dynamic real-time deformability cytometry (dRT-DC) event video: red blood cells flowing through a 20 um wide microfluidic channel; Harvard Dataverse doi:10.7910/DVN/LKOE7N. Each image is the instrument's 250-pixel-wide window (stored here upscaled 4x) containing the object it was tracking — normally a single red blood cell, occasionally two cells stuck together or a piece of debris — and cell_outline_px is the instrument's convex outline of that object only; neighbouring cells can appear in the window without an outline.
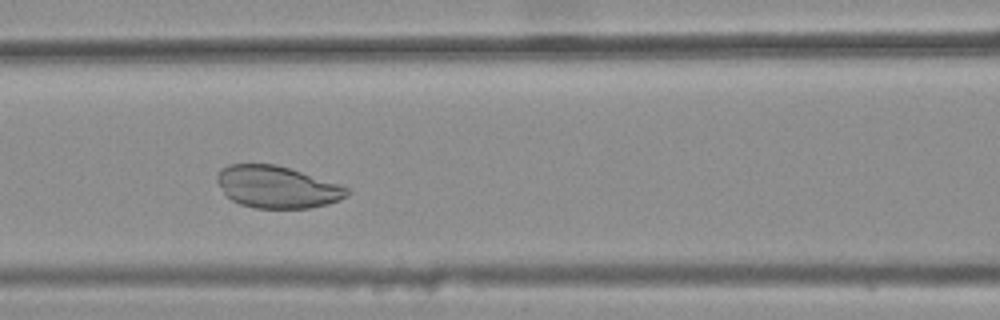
{"species": "common noctule bat (a hibernating species)", "species_latin": "Nyctalus noctula", "temperature_condition": "warm", "stored_images_in_passage": 39, "camera_frame_rate_fps": 3000, "um_per_image_px": 0.085, "animal": {"sex": "female", "body_mass_g": 25.1}, "frame": {"image": 1, "passage_image": 18, "time_ms": 5.667, "image_size_px": [1000, 320], "cell_outline_px": [[348, 196], [340, 200], [328, 204], [308, 208], [256, 208], [240, 204], [232, 200], [224, 192], [216, 180], [216, 176], [228, 164], [276, 164], [340, 184], [348, 188]], "centroid_in_image_um": [23.57, 15.9], "position_along_channel_um": 143.0, "area_um2": 31.62}}
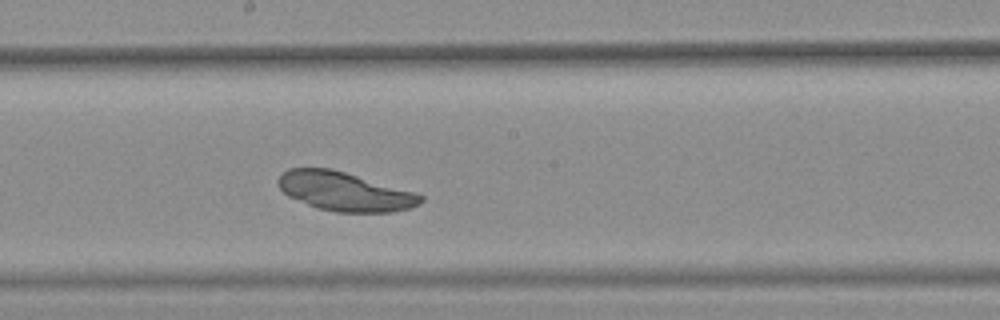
{"frame": {"image": 2, "passage_image": 24, "time_ms": 7.667, "image_size_px": [1000, 320], "cell_outline_px": [[424, 200], [412, 208], [392, 212], [336, 212], [316, 208], [288, 196], [280, 188], [276, 180], [288, 168], [332, 168], [416, 192], [424, 196]], "centroid_in_image_um": [29.32, 16.27], "position_along_channel_um": 218.9, "area_um2": 32.48}}
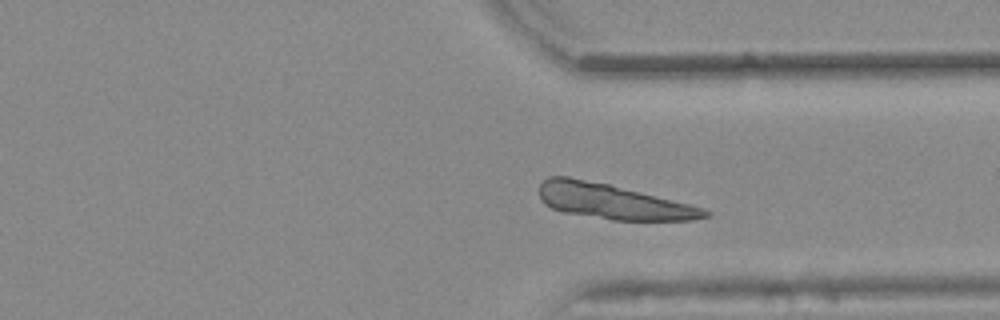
{"frame": {"image": 3, "passage_image": 35, "time_ms": 11.333, "image_size_px": [1000, 320], "cell_outline_px": [[712, 216], [692, 220], [612, 220], [564, 212], [552, 208], [544, 204], [540, 200], [540, 184], [548, 176], [568, 176], [608, 184], [692, 204], [704, 208], [712, 212]], "centroid_in_image_um": [52.12, 17.13], "position_along_channel_um": 359.3, "area_um2": 33.93}}